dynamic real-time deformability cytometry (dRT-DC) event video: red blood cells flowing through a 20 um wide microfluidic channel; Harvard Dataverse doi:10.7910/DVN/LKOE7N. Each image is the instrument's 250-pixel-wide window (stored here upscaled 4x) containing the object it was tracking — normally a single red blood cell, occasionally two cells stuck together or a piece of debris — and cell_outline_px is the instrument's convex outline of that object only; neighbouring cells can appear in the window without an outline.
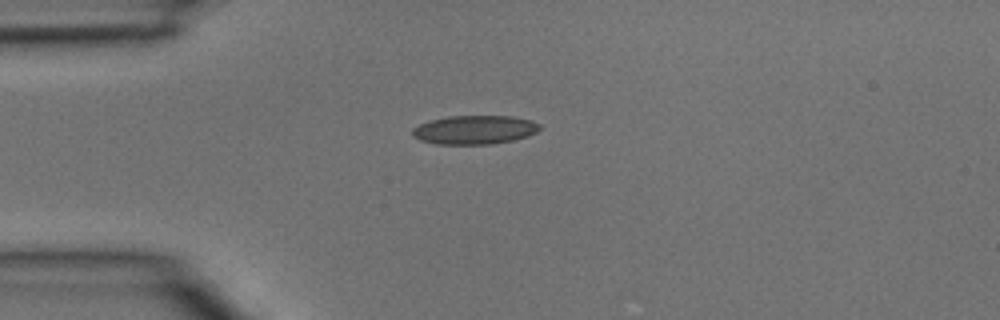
{"species": "common noctule bat (a hibernating species)", "species_latin": "Nyctalus noctula", "temperature_condition": "room temperature", "stored_images_in_passage": 2, "camera_frame_rate_fps": 3000, "um_per_image_px": 0.085, "animal": {"sex": "male", "body_mass_g": 15.6}, "frame": {"image": 1, "passage_image": 1, "time_ms": 0.0, "image_size_px": [1000, 320], "cell_outline_px": [[540, 128], [536, 132], [528, 136], [512, 140], [492, 144], [436, 144], [420, 140], [412, 136], [412, 128], [420, 124], [432, 120], [448, 116], [512, 116], [532, 120], [540, 124]], "centroid_in_image_um": [40.34, 11.03], "position_along_channel_um": 44.7, "area_um2": 21.39}}
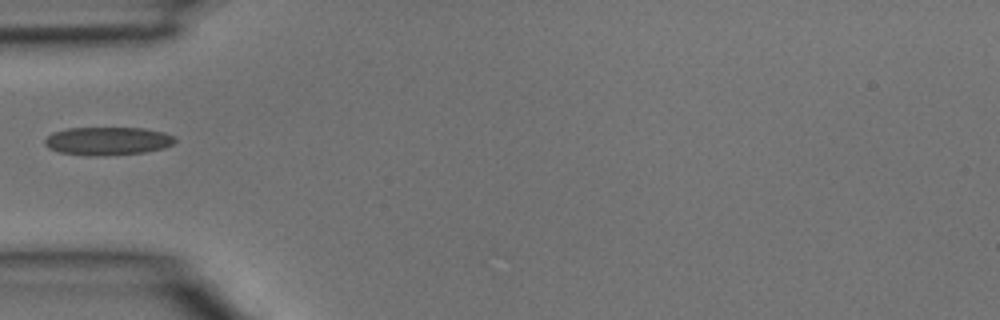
{"frame": {"image": 2, "passage_image": 2, "time_ms": 0.333, "image_size_px": [1000, 320], "cell_outline_px": [[176, 140], [172, 144], [164, 148], [148, 152], [104, 156], [88, 156], [60, 152], [48, 148], [44, 144], [44, 140], [52, 132], [68, 128], [144, 128], [164, 132], [172, 136]], "centroid_in_image_um": [9.14, 11.99], "position_along_channel_um": 75.9, "area_um2": 21.56}}